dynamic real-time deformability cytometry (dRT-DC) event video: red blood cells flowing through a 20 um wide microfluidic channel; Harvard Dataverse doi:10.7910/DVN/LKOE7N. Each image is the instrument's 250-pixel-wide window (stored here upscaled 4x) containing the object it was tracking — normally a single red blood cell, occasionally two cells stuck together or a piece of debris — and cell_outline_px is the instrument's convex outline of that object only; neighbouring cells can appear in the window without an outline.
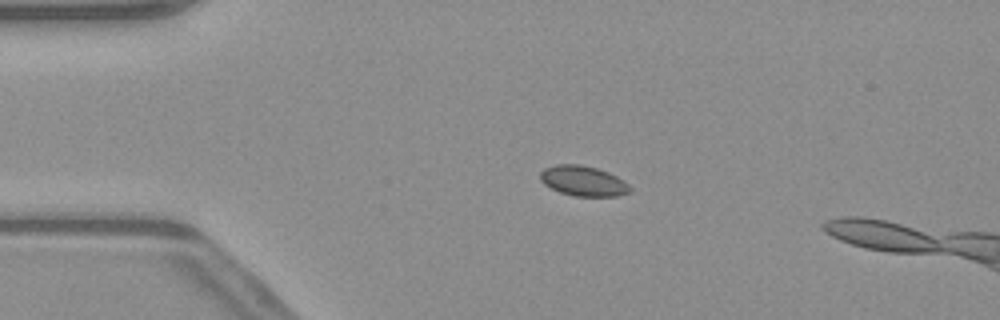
{"species": "common noctule bat (a hibernating species)", "species_latin": "Nyctalus noctula", "temperature_condition": "warm", "stored_images_in_passage": 53, "segment_of_instrument_passage": [1, 2], "camera_frame_rate_fps": 3000, "um_per_image_px": 0.085, "animal": {"sex": "male", "body_mass_g": 23.1, "forearm_length_mm": 52.7}, "frame": {"image": 1, "passage_image": 12, "time_ms": 3.667, "image_size_px": [1000, 320], "cell_outline_px": [[632, 192], [616, 196], [572, 196], [560, 192], [544, 184], [540, 180], [540, 172], [544, 168], [556, 164], [580, 164], [596, 168], [608, 172], [624, 180], [632, 188]], "centroid_in_image_um": [49.58, 15.38], "position_along_channel_um": 35.4, "area_um2": 15.9}}
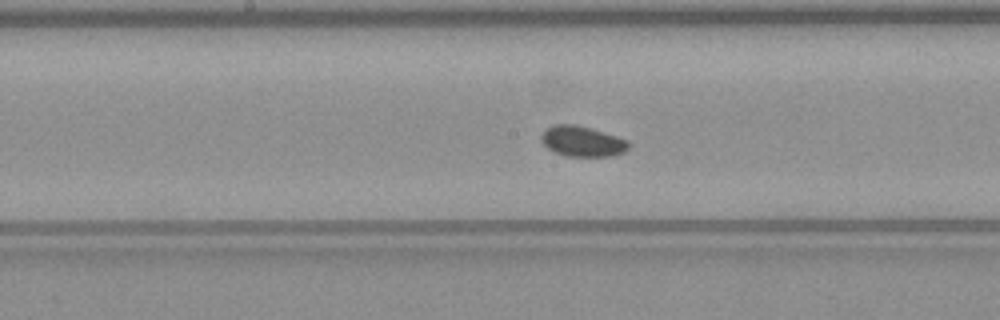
{"frame": {"image": 2, "passage_image": 27, "time_ms": 8.667, "image_size_px": [1000, 320], "cell_outline_px": [[632, 144], [624, 152], [612, 156], [564, 156], [552, 152], [540, 140], [540, 136], [544, 128], [552, 124], [576, 124], [592, 128], [628, 140]], "centroid_in_image_um": [49.46, 12.0], "position_along_channel_um": 198.7, "area_um2": 15.9}}
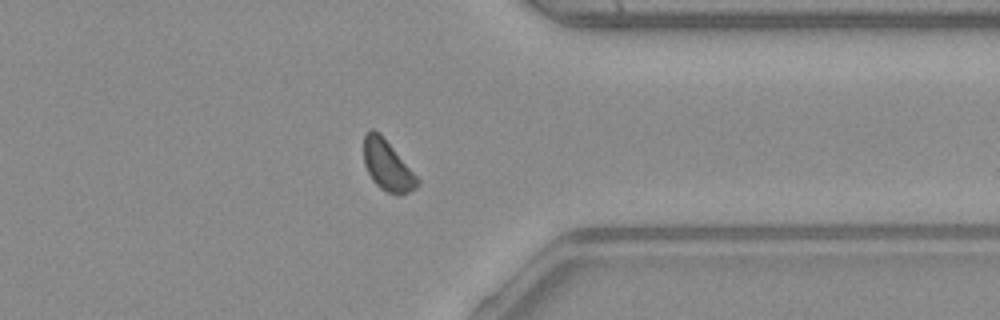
{"frame": {"image": 3, "passage_image": 41, "time_ms": 13.333, "image_size_px": [1000, 320], "cell_outline_px": [[420, 184], [416, 188], [408, 192], [388, 192], [380, 188], [372, 180], [364, 164], [364, 132], [368, 128], [372, 128], [380, 132], [420, 180]], "centroid_in_image_um": [32.9, 14.0], "position_along_channel_um": 378.5, "area_um2": 15.61}}